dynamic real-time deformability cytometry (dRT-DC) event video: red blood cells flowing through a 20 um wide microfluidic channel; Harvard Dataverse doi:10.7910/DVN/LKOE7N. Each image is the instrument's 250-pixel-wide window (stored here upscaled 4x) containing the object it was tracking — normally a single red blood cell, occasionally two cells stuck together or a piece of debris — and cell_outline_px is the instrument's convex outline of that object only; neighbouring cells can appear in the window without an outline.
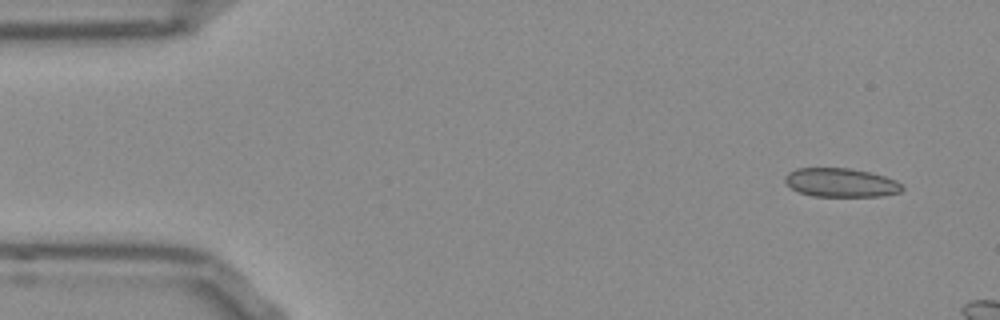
{"species": "Egyptian fruit bat (a non-hibernating species)", "species_latin": "Rousettus aegyptiacus", "temperature_condition": "room temperature", "stored_images_in_passage": 13, "camera_frame_rate_fps": 3000, "um_per_image_px": 0.085, "frame": {"image": 1, "passage_image": 1, "time_ms": 0.0, "image_size_px": [1000, 320], "cell_outline_px": [[904, 188], [900, 192], [880, 196], [812, 196], [800, 192], [792, 188], [784, 180], [784, 176], [788, 172], [796, 168], [852, 168], [884, 176], [896, 180]], "centroid_in_image_um": [71.46, 15.51], "position_along_channel_um": 13.5, "area_um2": 19.59}}